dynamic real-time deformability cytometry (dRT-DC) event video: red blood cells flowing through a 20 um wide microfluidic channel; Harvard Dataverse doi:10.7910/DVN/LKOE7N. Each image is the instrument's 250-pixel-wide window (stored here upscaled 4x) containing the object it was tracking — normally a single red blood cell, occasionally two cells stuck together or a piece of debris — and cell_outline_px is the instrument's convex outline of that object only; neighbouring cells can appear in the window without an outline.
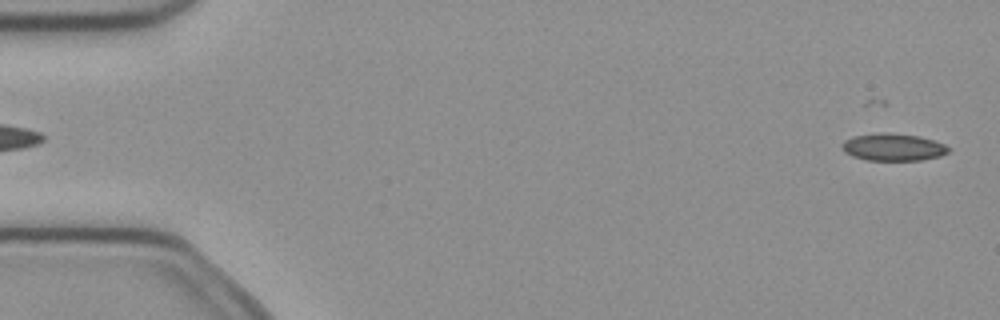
{"species": "common noctule bat (a hibernating species)", "species_latin": "Nyctalus noctula", "temperature_condition": "cold", "stored_images_in_passage": 4, "camera_frame_rate_fps": 3000, "um_per_image_px": 0.085, "animal": {"sex": "female", "body_mass_g": 21.9}, "frame": {"image": 1, "passage_image": 4, "time_ms": 1.0, "image_size_px": [1000, 320], "cell_outline_px": [[948, 152], [940, 156], [920, 160], [868, 160], [852, 156], [844, 152], [840, 148], [840, 144], [844, 140], [852, 136], [880, 132], [888, 132], [920, 136], [944, 144], [948, 148]], "centroid_in_image_um": [75.85, 12.49], "position_along_channel_um": 9.2, "area_um2": 17.05}}